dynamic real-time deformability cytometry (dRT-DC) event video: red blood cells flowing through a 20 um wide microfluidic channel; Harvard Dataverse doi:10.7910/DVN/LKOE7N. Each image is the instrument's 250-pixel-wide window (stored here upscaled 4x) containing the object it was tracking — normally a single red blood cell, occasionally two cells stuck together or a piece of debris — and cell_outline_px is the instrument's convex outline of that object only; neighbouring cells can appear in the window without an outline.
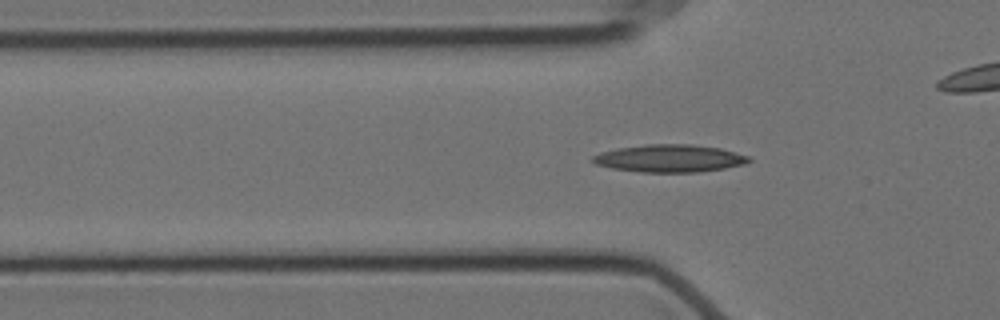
{"species": "Egyptian fruit bat (a non-hibernating species)", "species_latin": "Rousettus aegyptiacus", "temperature_condition": "cold", "stored_images_in_passage": 47, "camera_frame_rate_fps": 3000, "um_per_image_px": 0.085, "animal": {"sex": "female"}, "frame": {"image": 1, "passage_image": 7, "time_ms": 2.0, "image_size_px": [1000, 320], "cell_outline_px": [[752, 160], [748, 164], [724, 168], [696, 172], [640, 172], [612, 168], [596, 164], [592, 160], [592, 156], [600, 152], [616, 148], [644, 144], [692, 144], [720, 148], [748, 156]], "centroid_in_image_um": [56.92, 13.45], "position_along_channel_um": 68.9, "area_um2": 25.14}}
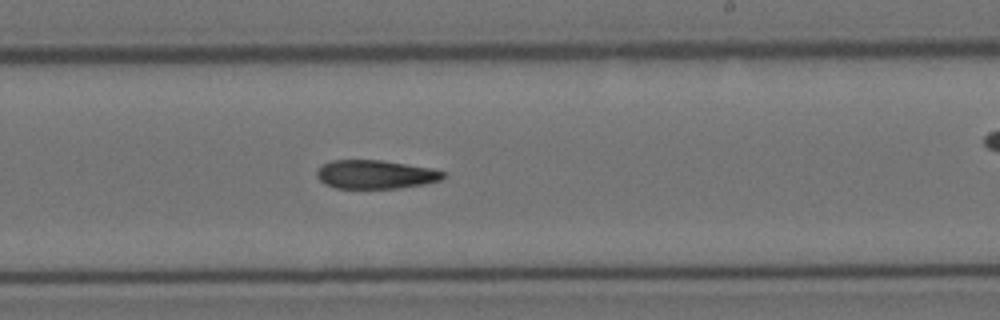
{"frame": {"image": 2, "passage_image": 23, "time_ms": 7.333, "image_size_px": [1000, 320], "cell_outline_px": [[448, 176], [440, 180], [424, 184], [400, 188], [336, 188], [324, 184], [316, 176], [316, 168], [328, 160], [384, 160], [432, 168], [444, 172]], "centroid_in_image_um": [31.89, 14.82], "position_along_channel_um": 257.1, "area_um2": 21.44}}
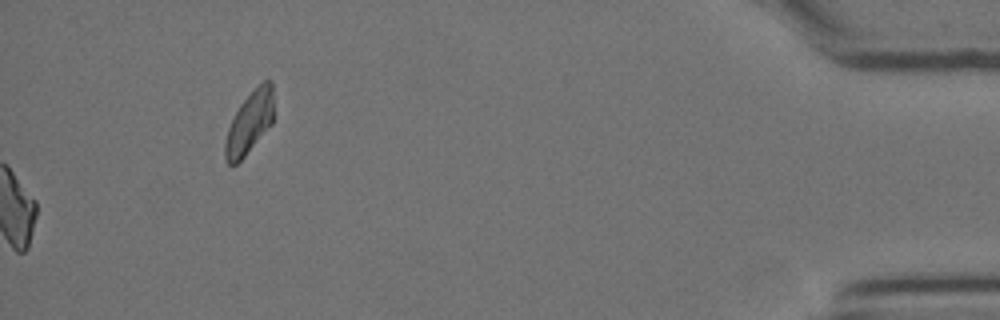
{"frame": {"image": 3, "passage_image": 47, "time_ms": 15.333, "image_size_px": [1000, 320], "cell_outline_px": [[272, 124], [244, 156], [236, 164], [228, 164], [224, 160], [224, 144], [228, 128], [240, 104], [264, 80], [268, 80], [272, 84]], "centroid_in_image_um": [21.18, 10.47], "position_along_channel_um": 414.0, "area_um2": 17.11}, "authors_computed_cell_mechanics": {"area_um2": 21.9062, "velocity_mm_per_s": 3.5175, "shape_relaxation_time_tau1_ms": 8.8893, "shape_relaxation_time_tau2_ms": null, "deformation_change_tau1": 0.2017, "deformation_change_tau2": null}}